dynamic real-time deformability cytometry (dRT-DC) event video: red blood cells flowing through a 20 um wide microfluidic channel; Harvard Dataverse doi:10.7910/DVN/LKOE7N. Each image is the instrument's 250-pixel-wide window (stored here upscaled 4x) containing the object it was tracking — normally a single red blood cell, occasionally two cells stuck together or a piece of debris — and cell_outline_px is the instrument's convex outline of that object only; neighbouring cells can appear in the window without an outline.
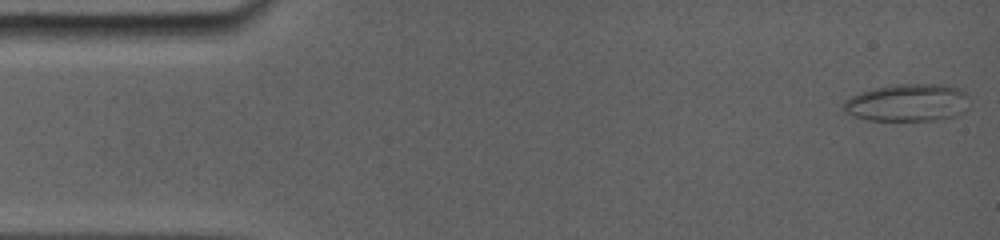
{"species": "common noctule bat (a hibernating species)", "species_latin": "Nyctalus noctula", "temperature_condition": "room temperature", "stored_images_in_passage": 33, "camera_frame_rate_fps": 5000, "um_per_image_px": 0.085, "animal": {"sex": "female", "body_mass_g": 19.0, "forearm_length_mm": 56.7}, "frame": {"image": 1, "passage_image": 1, "time_ms": 0.0, "image_size_px": [1000, 240], "cell_outline_px": [[968, 96], [936, 116], [924, 120], [872, 120], [856, 116], [848, 112], [844, 108], [844, 100], [860, 92], [872, 88], [896, 84], [948, 84], [964, 88]], "centroid_in_image_um": [76.88, 8.63], "position_along_channel_um": 8.1, "area_um2": 25.26}}
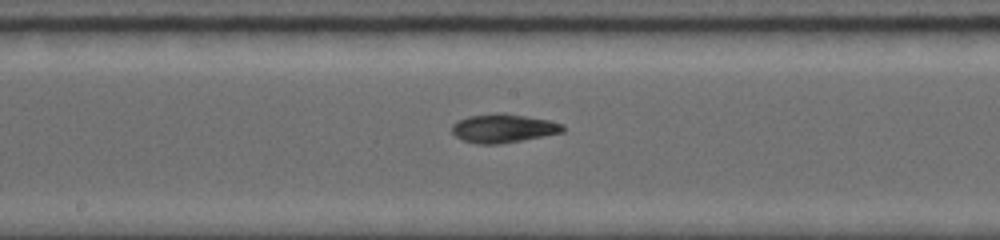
{"frame": {"image": 2, "passage_image": 17, "time_ms": 8.2, "image_size_px": [1000, 240], "cell_outline_px": [[564, 132], [520, 140], [496, 144], [480, 144], [464, 140], [456, 136], [452, 132], [452, 124], [468, 116], [496, 112], [500, 112], [548, 120], [564, 124]], "centroid_in_image_um": [42.77, 10.89], "position_along_channel_um": 205.4, "area_um2": 18.26}}
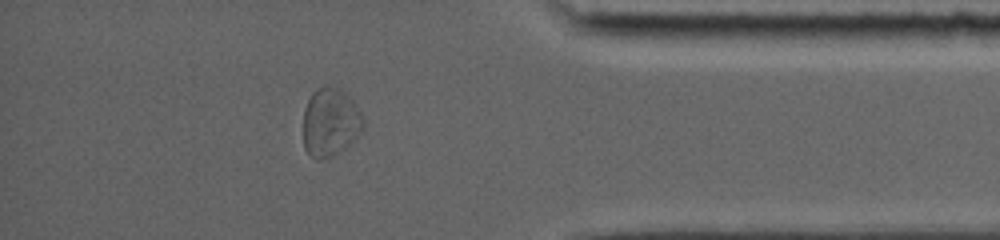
{"frame": {"image": 3, "passage_image": 29, "time_ms": 13.8, "image_size_px": [1000, 240], "cell_outline_px": [[364, 128], [344, 148], [320, 160], [316, 160], [304, 148], [304, 108], [312, 92], [316, 88], [340, 88], [348, 92], [364, 116]], "centroid_in_image_um": [28.09, 10.35], "position_along_channel_um": 407.1, "area_um2": 23.76}, "authors_computed_cell_mechanics": {"area_um2": 17.918, "velocity_mm_per_s": 3.8427, "shape_relaxation_time_tau1_ms": null, "shape_relaxation_time_tau2_ms": 9.0388, "deformation_change_tau1": null, "deformation_change_tau2": 0.1995}}